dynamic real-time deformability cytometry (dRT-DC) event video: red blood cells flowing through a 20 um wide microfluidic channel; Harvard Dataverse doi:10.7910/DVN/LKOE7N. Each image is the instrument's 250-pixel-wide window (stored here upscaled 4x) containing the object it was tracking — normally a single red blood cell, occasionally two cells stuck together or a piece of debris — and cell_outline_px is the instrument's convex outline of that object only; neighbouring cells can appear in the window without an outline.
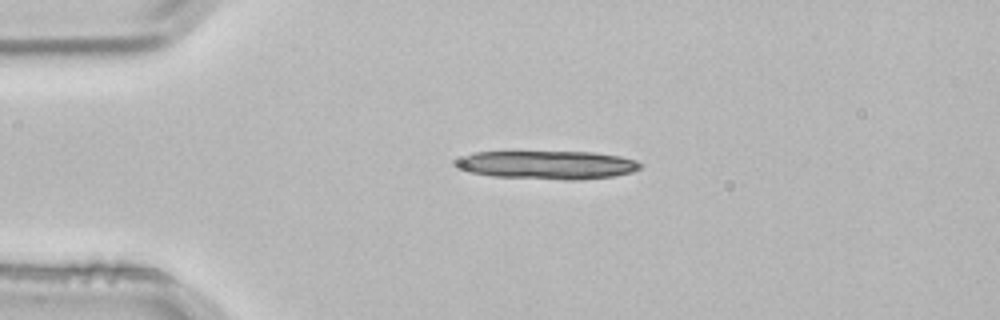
{"species": "common noctule bat (a hibernating species)", "species_latin": "Nyctalus noctula", "temperature_condition": "room temperature", "stored_images_in_passage": 3, "camera_frame_rate_fps": 3000, "um_per_image_px": 0.085, "animal": {"sex": "male", "body_mass_g": 21.5, "forearm_length_mm": 52.0}, "frame": {"image": 1, "passage_image": 1, "time_ms": 0.0, "image_size_px": [1000, 320], "cell_outline_px": [[644, 164], [640, 168], [632, 172], [612, 176], [580, 180], [568, 180], [492, 176], [472, 172], [456, 168], [452, 164], [456, 160], [464, 156], [476, 152], [592, 152], [620, 156], [636, 160]], "centroid_in_image_um": [46.54, 14.02], "position_along_channel_um": 38.5, "area_um2": 30.52}}